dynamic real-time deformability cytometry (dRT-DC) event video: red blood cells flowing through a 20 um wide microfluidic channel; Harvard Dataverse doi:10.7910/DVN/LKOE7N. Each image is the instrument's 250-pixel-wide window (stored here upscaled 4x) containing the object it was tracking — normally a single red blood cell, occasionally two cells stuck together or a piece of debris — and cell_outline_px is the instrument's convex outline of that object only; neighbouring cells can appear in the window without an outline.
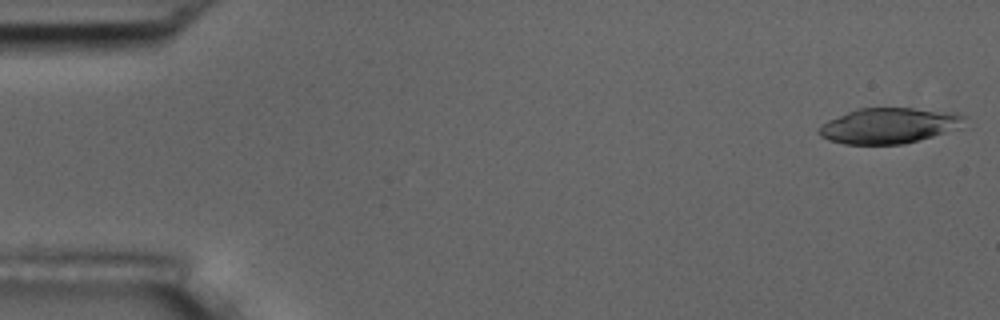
{"species": "common noctule bat (a hibernating species)", "species_latin": "Nyctalus noctula", "temperature_condition": "room temperature", "stored_images_in_passage": 5, "segment_of_instrument_passage": [1, 2], "camera_frame_rate_fps": 3000, "um_per_image_px": 0.085, "animal": {"sex": "male", "body_mass_g": 17.5, "forearm_length_mm": 52.3}, "frame": {"image": 1, "passage_image": 1, "time_ms": 0.0, "image_size_px": [1000, 320], "cell_outline_px": [[968, 116], [960, 128], [904, 144], [844, 144], [828, 140], [820, 136], [816, 132], [816, 128], [820, 124], [828, 120], [856, 108], [912, 108], [960, 112]], "centroid_in_image_um": [75.56, 10.67], "position_along_channel_um": 9.4, "area_um2": 30.58}}